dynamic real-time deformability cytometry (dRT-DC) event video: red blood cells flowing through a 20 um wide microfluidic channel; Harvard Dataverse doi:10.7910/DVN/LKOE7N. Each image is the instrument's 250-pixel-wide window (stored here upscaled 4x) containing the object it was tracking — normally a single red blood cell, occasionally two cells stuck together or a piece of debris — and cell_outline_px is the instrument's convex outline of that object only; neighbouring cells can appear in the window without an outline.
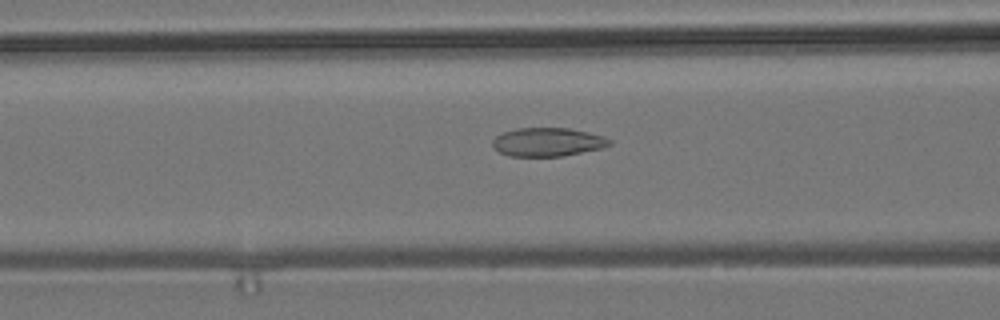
{"species": "common noctule bat (a hibernating species)", "species_latin": "Nyctalus noctula", "temperature_condition": "room temperature", "stored_images_in_passage": 30, "camera_frame_rate_fps": 3000, "um_per_image_px": 0.085, "animal": {"sex": "male", "body_mass_g": 19.2, "forearm_length_mm": 51.8}, "frame": {"image": 1, "passage_image": 9, "time_ms": 2.667, "image_size_px": [1000, 320], "cell_outline_px": [[612, 144], [600, 148], [560, 156], [508, 156], [492, 148], [492, 140], [496, 136], [504, 132], [516, 128], [568, 128], [588, 132], [604, 136], [612, 140]], "centroid_in_image_um": [46.52, 12.06], "position_along_channel_um": 120.1, "area_um2": 19.42}}
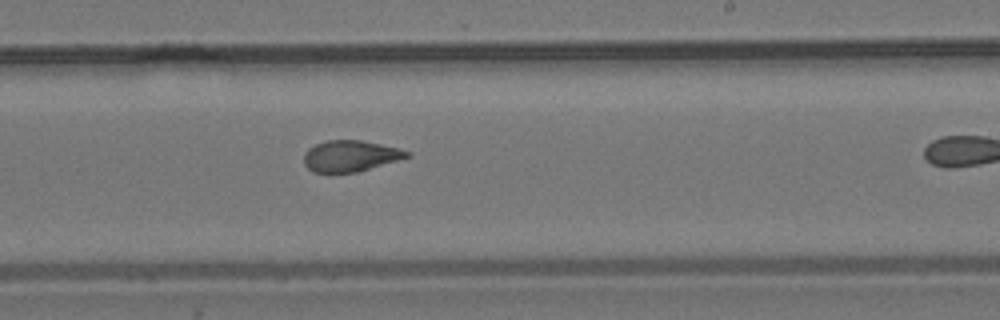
{"frame": {"image": 2, "passage_image": 20, "time_ms": 6.333, "image_size_px": [1000, 320], "cell_outline_px": [[412, 156], [356, 172], [328, 176], [312, 172], [304, 164], [304, 152], [308, 148], [316, 144], [328, 140], [360, 140], [400, 148], [412, 152]], "centroid_in_image_um": [29.74, 13.3], "position_along_channel_um": 259.3, "area_um2": 19.31}}
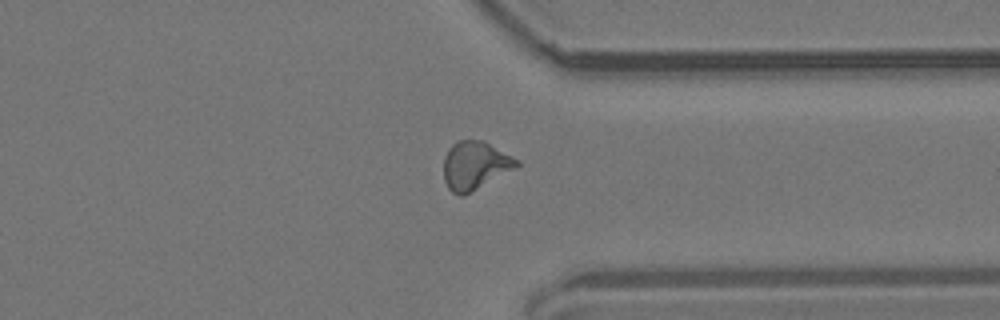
{"frame": {"image": 3, "passage_image": 29, "time_ms": 9.333, "image_size_px": [1000, 320], "cell_outline_px": [[520, 164], [516, 168], [464, 196], [460, 196], [452, 192], [448, 188], [444, 180], [444, 156], [448, 148], [456, 140], [484, 140], [520, 160]], "centroid_in_image_um": [40.38, 14.05], "position_along_channel_um": 371.0, "area_um2": 20.81}}